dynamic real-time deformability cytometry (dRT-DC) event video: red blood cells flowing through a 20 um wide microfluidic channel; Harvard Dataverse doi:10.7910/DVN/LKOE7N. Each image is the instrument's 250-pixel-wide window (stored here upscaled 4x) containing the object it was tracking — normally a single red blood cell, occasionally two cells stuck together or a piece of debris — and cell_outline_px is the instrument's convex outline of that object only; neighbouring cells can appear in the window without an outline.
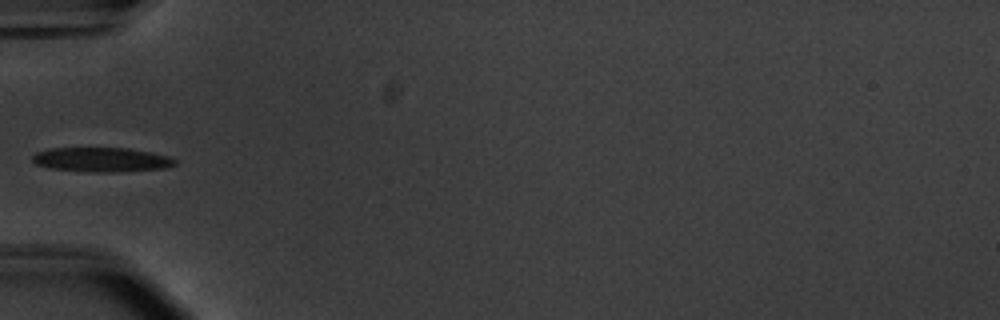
{"species": "common noctule bat (a hibernating species)", "species_latin": "Nyctalus noctula", "temperature_condition": "warm", "stored_images_in_passage": 36, "camera_frame_rate_fps": 3000, "um_per_image_px": 0.085, "animal": {"sex": "male", "body_mass_g": 20.1, "forearm_length_mm": 53.5}, "frame": {"image": 1, "passage_image": 1, "time_ms": 0.0, "image_size_px": [1000, 320], "cell_outline_px": [[176, 164], [164, 168], [116, 172], [88, 172], [52, 168], [36, 164], [32, 160], [32, 156], [36, 152], [48, 148], [128, 148], [168, 156], [176, 160]], "centroid_in_image_um": [8.6, 13.57], "position_along_channel_um": 76.4, "area_um2": 20.17}}
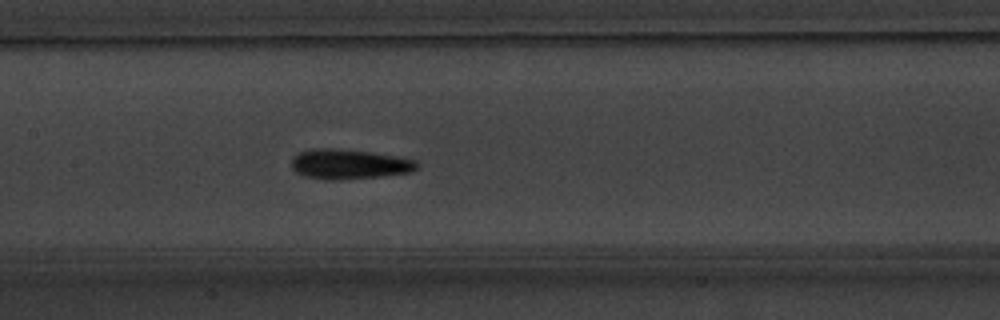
{"frame": {"image": 2, "passage_image": 9, "time_ms": 2.667, "image_size_px": [1000, 320], "cell_outline_px": [[420, 168], [408, 172], [384, 176], [340, 180], [324, 180], [304, 176], [296, 172], [292, 168], [292, 156], [296, 152], [312, 148], [332, 148], [372, 152], [396, 156], [416, 160], [420, 164]], "centroid_in_image_um": [29.65, 13.95], "position_along_channel_um": 177.7, "area_um2": 22.25}}
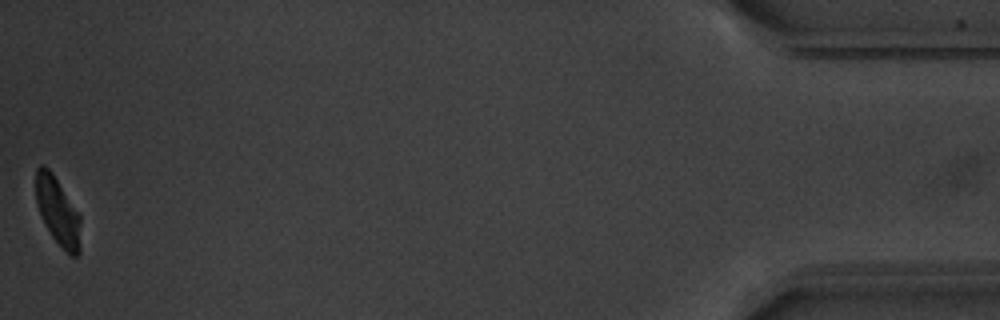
{"frame": {"image": 3, "passage_image": 36, "time_ms": 11.667, "image_size_px": [1000, 320], "cell_outline_px": [[80, 252], [76, 256], [72, 256], [52, 236], [40, 212], [36, 200], [36, 168], [40, 164], [44, 164], [52, 172], [80, 216]], "centroid_in_image_um": [4.91, 17.92], "position_along_channel_um": 430.3, "area_um2": 17.17}}